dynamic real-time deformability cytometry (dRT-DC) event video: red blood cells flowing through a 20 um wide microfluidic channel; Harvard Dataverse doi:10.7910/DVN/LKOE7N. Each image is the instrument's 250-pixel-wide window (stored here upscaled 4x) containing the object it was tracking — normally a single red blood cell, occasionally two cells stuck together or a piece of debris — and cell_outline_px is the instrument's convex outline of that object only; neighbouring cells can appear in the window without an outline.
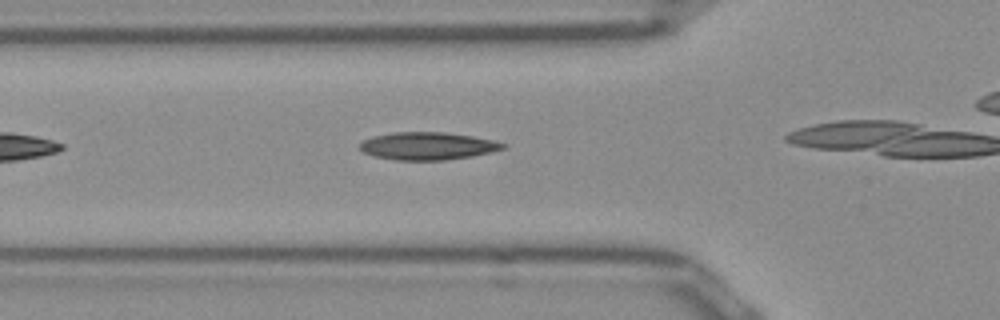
{"species": "Egyptian fruit bat (a non-hibernating species)", "species_latin": "Rousettus aegyptiacus", "temperature_condition": "room temperature", "stored_images_in_passage": 13, "camera_frame_rate_fps": 3000, "um_per_image_px": 0.085, "frame": {"image": 1, "passage_image": 3, "time_ms": 0.667, "image_size_px": [1000, 320], "cell_outline_px": [[508, 144], [504, 148], [492, 152], [472, 156], [444, 160], [396, 160], [376, 156], [364, 152], [360, 148], [360, 144], [364, 140], [372, 136], [392, 132], [444, 132], [472, 136], [492, 140]], "centroid_in_image_um": [36.37, 12.4], "position_along_channel_um": 89.4, "area_um2": 22.95}}
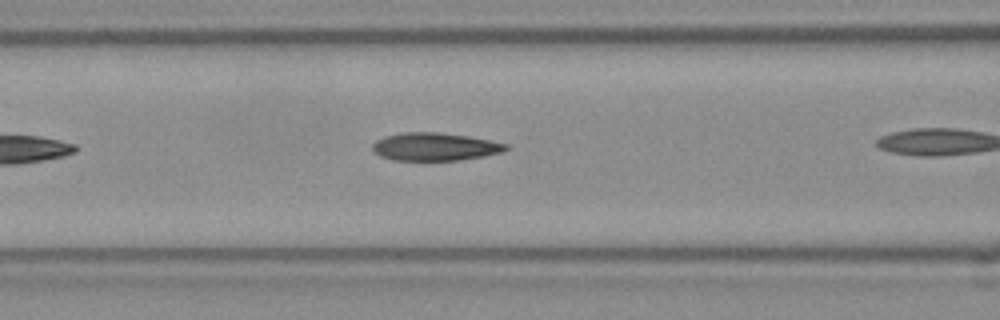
{"frame": {"image": 2, "passage_image": 6, "time_ms": 1.667, "image_size_px": [1000, 320], "cell_outline_px": [[512, 148], [500, 152], [484, 156], [456, 160], [392, 160], [380, 156], [372, 148], [372, 144], [376, 140], [384, 136], [404, 132], [436, 132], [468, 136], [508, 144]], "centroid_in_image_um": [36.96, 12.46], "position_along_channel_um": 129.6, "area_um2": 21.62}}